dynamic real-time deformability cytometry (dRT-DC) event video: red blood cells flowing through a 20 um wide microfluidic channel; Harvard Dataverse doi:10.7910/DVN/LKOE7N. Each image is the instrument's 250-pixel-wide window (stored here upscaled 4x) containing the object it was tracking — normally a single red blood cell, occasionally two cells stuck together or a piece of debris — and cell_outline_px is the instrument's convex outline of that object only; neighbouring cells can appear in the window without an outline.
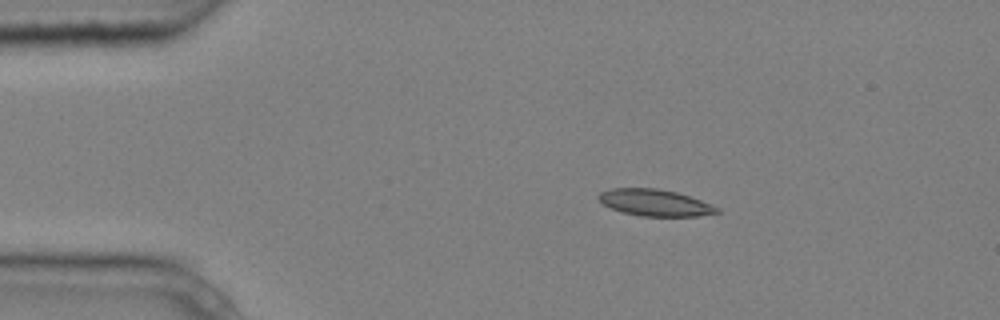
{"species": "common noctule bat (a hibernating species)", "species_latin": "Nyctalus noctula", "temperature_condition": "cold", "stored_images_in_passage": 7, "camera_frame_rate_fps": 3000, "um_per_image_px": 0.085, "animal": {"sex": "male", "body_mass_g": 20.4}, "frame": {"image": 1, "passage_image": 1, "time_ms": 0.0, "image_size_px": [1000, 320], "cell_outline_px": [[720, 212], [696, 216], [640, 216], [620, 212], [604, 204], [596, 196], [600, 192], [612, 188], [656, 188], [676, 192], [700, 200], [720, 208]], "centroid_in_image_um": [55.64, 17.23], "position_along_channel_um": 29.4, "area_um2": 18.26}}
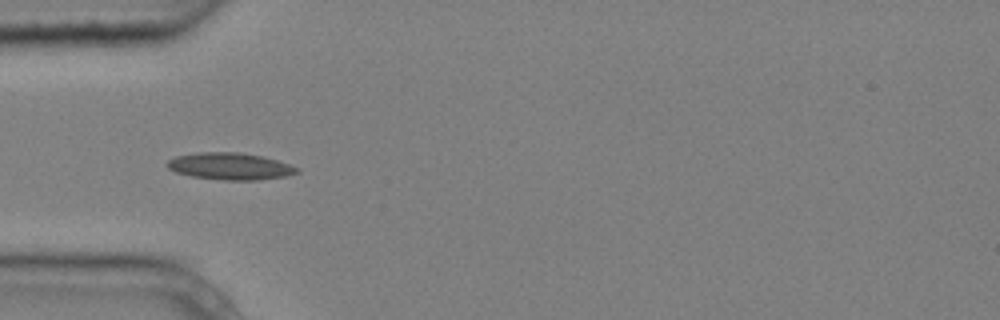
{"frame": {"image": 2, "passage_image": 3, "time_ms": 0.667, "image_size_px": [1000, 320], "cell_outline_px": [[300, 172], [284, 176], [260, 180], [224, 180], [192, 176], [176, 172], [168, 168], [164, 164], [168, 160], [176, 156], [196, 152], [240, 152], [260, 156], [276, 160], [300, 168]], "centroid_in_image_um": [19.53, 14.13], "position_along_channel_um": 65.5, "area_um2": 20.35}}
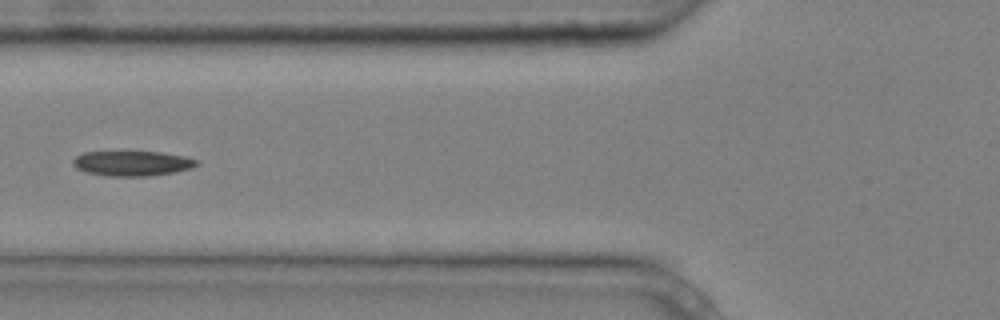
{"frame": {"image": 3, "passage_image": 4, "time_ms": 1.0, "image_size_px": [1000, 320], "cell_outline_px": [[200, 164], [192, 168], [176, 172], [148, 176], [108, 176], [88, 172], [76, 168], [72, 164], [72, 160], [76, 156], [84, 152], [160, 152], [184, 156], [200, 160]], "centroid_in_image_um": [11.28, 13.89], "position_along_channel_um": 114.5, "area_um2": 18.09}}